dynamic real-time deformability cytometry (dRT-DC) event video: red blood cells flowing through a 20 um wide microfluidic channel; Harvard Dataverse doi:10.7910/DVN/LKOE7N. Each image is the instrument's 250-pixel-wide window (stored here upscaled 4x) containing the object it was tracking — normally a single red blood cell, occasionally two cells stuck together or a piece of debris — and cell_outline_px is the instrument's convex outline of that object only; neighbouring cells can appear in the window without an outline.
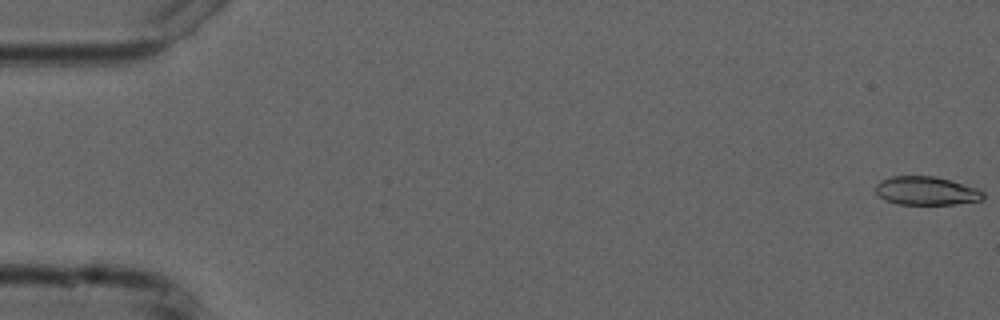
{"species": "common noctule bat (a hibernating species)", "species_latin": "Nyctalus noctula", "temperature_condition": "cold", "stored_images_in_passage": 4, "camera_frame_rate_fps": 3000, "um_per_image_px": 0.085, "animal": {"sex": "male", "forearm_length_mm": 52.5}, "frame": {"image": 1, "passage_image": 1, "time_ms": 0.0, "image_size_px": [1000, 320], "cell_outline_px": [[984, 200], [956, 204], [900, 204], [884, 200], [876, 192], [876, 184], [880, 180], [892, 176], [932, 176], [952, 180], [976, 188], [984, 192]], "centroid_in_image_um": [78.75, 16.22], "position_along_channel_um": 6.2, "area_um2": 17.92}}
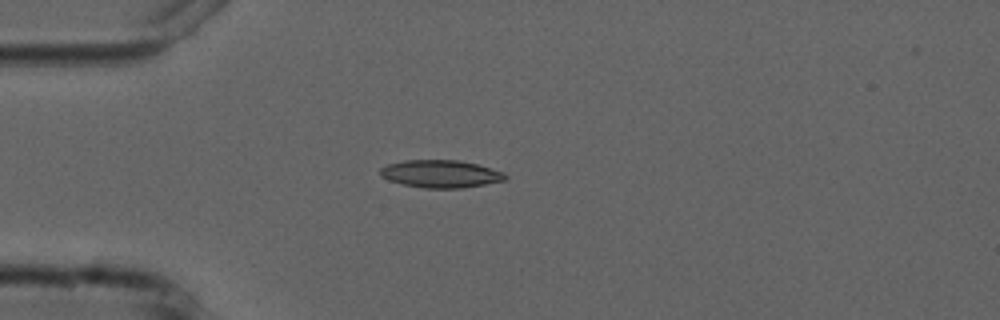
{"frame": {"image": 2, "passage_image": 3, "time_ms": 4.667, "image_size_px": [1000, 320], "cell_outline_px": [[508, 176], [504, 180], [484, 184], [460, 188], [424, 188], [404, 184], [388, 180], [380, 176], [380, 168], [388, 164], [404, 160], [460, 160], [476, 164], [504, 172]], "centroid_in_image_um": [37.43, 14.77], "position_along_channel_um": 47.6, "area_um2": 20.0}}